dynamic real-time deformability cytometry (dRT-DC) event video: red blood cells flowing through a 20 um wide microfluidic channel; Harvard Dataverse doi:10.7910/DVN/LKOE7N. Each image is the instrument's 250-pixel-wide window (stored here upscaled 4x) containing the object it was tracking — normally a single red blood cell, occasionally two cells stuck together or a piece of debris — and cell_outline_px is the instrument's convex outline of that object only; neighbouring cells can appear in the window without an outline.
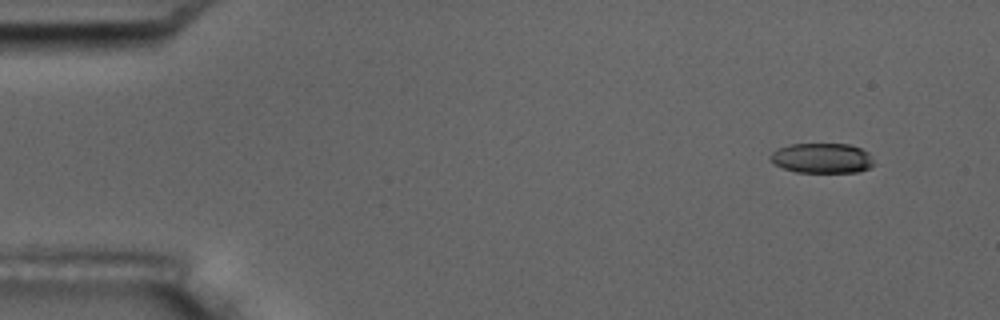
{"species": "common noctule bat (a hibernating species)", "species_latin": "Nyctalus noctula", "temperature_condition": "room temperature", "stored_images_in_passage": 4, "camera_frame_rate_fps": 3000, "um_per_image_px": 0.085, "animal": {"sex": "male", "body_mass_g": 17.5, "forearm_length_mm": 52.3}, "frame": {"image": 1, "passage_image": 1, "time_ms": 0.0, "image_size_px": [1000, 320], "cell_outline_px": [[876, 164], [860, 172], [796, 172], [784, 168], [776, 164], [768, 156], [772, 152], [780, 148], [792, 144], [848, 144], [860, 148], [868, 152]], "centroid_in_image_um": [69.91, 13.45], "position_along_channel_um": 15.1, "area_um2": 18.03}}
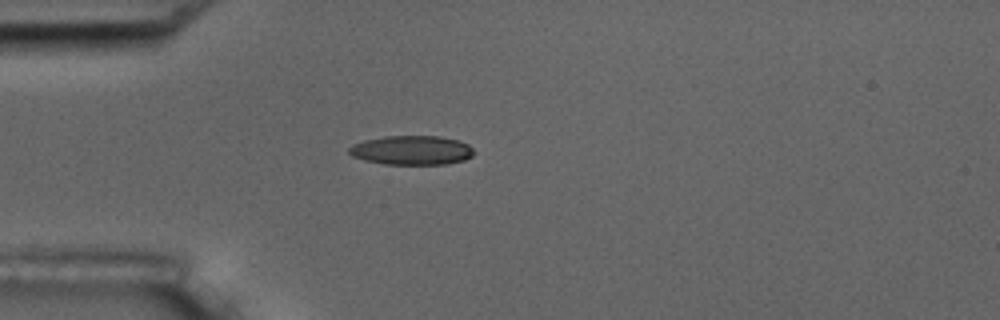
{"frame": {"image": 2, "passage_image": 4, "time_ms": 3.667, "image_size_px": [1000, 320], "cell_outline_px": [[476, 152], [472, 156], [464, 160], [444, 164], [384, 164], [364, 160], [352, 156], [348, 152], [348, 148], [352, 144], [364, 140], [384, 136], [440, 136], [456, 140], [468, 144]], "centroid_in_image_um": [34.98, 12.77], "position_along_channel_um": 50.0, "area_um2": 21.33}}